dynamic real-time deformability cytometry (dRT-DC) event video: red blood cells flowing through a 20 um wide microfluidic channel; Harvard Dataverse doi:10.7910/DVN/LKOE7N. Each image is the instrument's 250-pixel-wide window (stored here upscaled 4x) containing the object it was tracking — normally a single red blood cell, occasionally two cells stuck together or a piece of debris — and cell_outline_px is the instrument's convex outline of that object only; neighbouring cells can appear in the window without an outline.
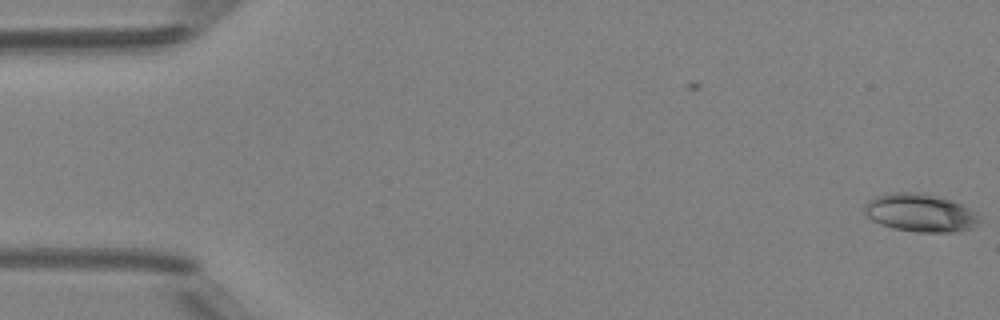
{"species": "Egyptian fruit bat (a non-hibernating species)", "species_latin": "Rousettus aegyptiacus", "temperature_condition": "room temperature", "stored_images_in_passage": 5, "camera_frame_rate_fps": 3000, "um_per_image_px": 0.085, "animal": {"sex": "female"}, "frame": {"image": 1, "passage_image": 5, "time_ms": 1.333, "image_size_px": [1000, 320], "cell_outline_px": [[980, 220], [972, 228], [956, 232], [916, 232], [892, 228], [880, 224], [872, 220], [864, 212], [864, 204], [868, 200], [876, 196], [888, 192], [924, 192], [952, 200], [976, 212], [980, 216]], "centroid_in_image_um": [78.21, 18.08], "position_along_channel_um": 6.8, "area_um2": 25.78}}